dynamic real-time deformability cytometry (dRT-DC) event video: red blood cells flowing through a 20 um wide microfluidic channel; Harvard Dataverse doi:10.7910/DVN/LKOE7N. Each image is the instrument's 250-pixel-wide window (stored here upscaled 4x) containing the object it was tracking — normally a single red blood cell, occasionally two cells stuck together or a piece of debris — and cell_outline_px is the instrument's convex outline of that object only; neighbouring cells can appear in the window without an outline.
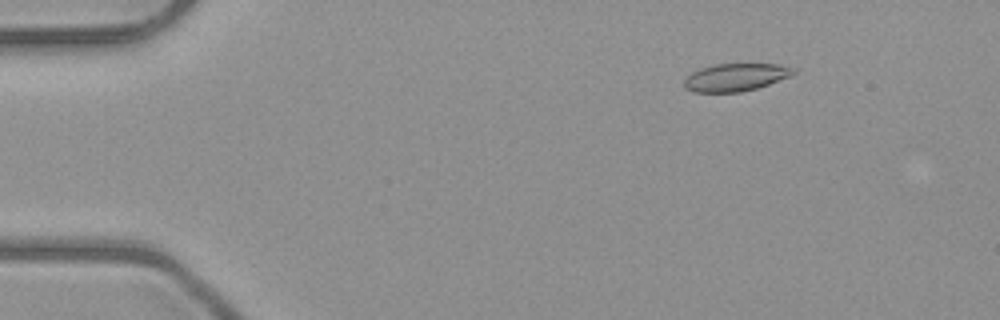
{"species": "common noctule bat (a hibernating species)", "species_latin": "Nyctalus noctula", "temperature_condition": "room temperature", "stored_images_in_passage": 49, "camera_frame_rate_fps": 3000, "um_per_image_px": 0.085, "animal": {"sex": "male", "body_mass_g": 23.1, "forearm_length_mm": 52.7}, "frame": {"image": 1, "passage_image": 5, "time_ms": 1.333, "image_size_px": [1000, 320], "cell_outline_px": [[796, 72], [788, 76], [768, 84], [756, 88], [740, 92], [692, 92], [684, 88], [684, 80], [692, 72], [700, 68], [716, 64], [780, 64], [796, 68]], "centroid_in_image_um": [62.5, 6.56], "position_along_channel_um": 22.5, "area_um2": 17.51}}
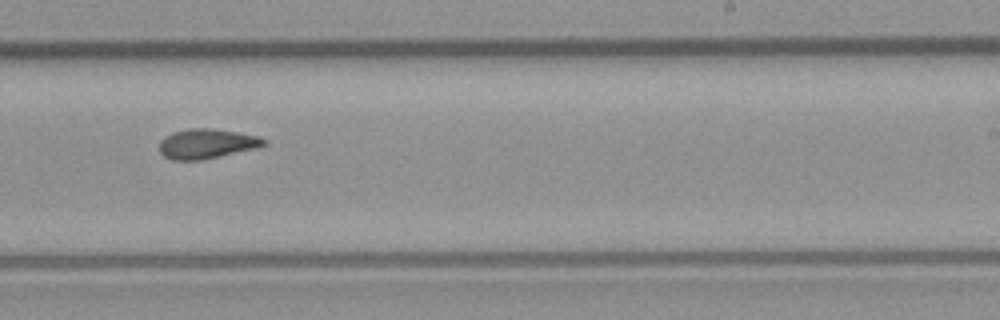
{"frame": {"image": 2, "passage_image": 30, "time_ms": 9.667, "image_size_px": [1000, 320], "cell_outline_px": [[268, 144], [256, 148], [200, 160], [172, 160], [164, 156], [160, 152], [160, 140], [164, 136], [172, 132], [188, 128], [212, 128], [260, 136], [268, 140]], "centroid_in_image_um": [17.57, 12.2], "position_along_channel_um": 271.4, "area_um2": 18.21}}
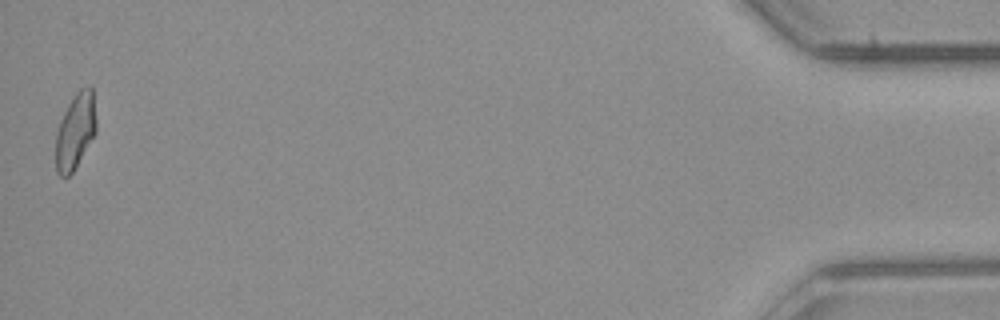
{"frame": {"image": 3, "passage_image": 49, "time_ms": 16.0, "image_size_px": [1000, 320], "cell_outline_px": [[96, 132], [72, 172], [68, 176], [60, 176], [56, 172], [56, 132], [60, 120], [68, 104], [76, 92], [80, 88], [92, 88], [96, 120]], "centroid_in_image_um": [6.39, 11.15], "position_along_channel_um": 428.8, "area_um2": 17.57}, "authors_computed_cell_mechanics": {"area_um2": 18.1492, "velocity_mm_per_s": 4.0184, "shape_relaxation_time_tau1_ms": null, "shape_relaxation_time_tau2_ms": 2.4809, "deformation_change_tau1": null, "deformation_change_tau2": 0.0774}}